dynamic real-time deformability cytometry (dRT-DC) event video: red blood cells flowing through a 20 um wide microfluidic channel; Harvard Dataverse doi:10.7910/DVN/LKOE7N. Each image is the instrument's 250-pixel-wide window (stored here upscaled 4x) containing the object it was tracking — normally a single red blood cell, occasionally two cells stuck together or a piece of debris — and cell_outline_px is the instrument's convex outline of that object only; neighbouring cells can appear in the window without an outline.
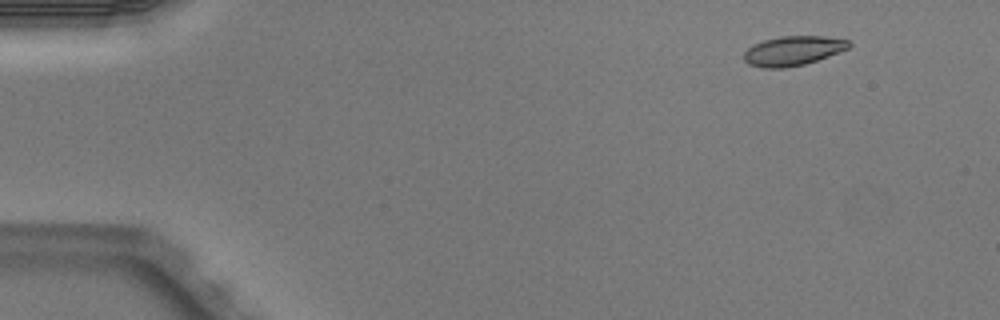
{"species": "Egyptian fruit bat (a non-hibernating species)", "species_latin": "Rousettus aegyptiacus", "temperature_condition": "warm", "stored_images_in_passage": 5, "segment_of_instrument_passage": [1, 2], "camera_frame_rate_fps": 3000, "um_per_image_px": 0.085, "animal": {"sex": "male"}, "frame": {"image": 1, "passage_image": 2, "time_ms": 0.333, "image_size_px": [1000, 320], "cell_outline_px": [[852, 44], [848, 48], [828, 56], [804, 64], [784, 68], [764, 68], [748, 64], [744, 60], [744, 52], [752, 44], [764, 40], [780, 36], [824, 36], [848, 40]], "centroid_in_image_um": [67.37, 4.31], "position_along_channel_um": 17.6, "area_um2": 17.98}}
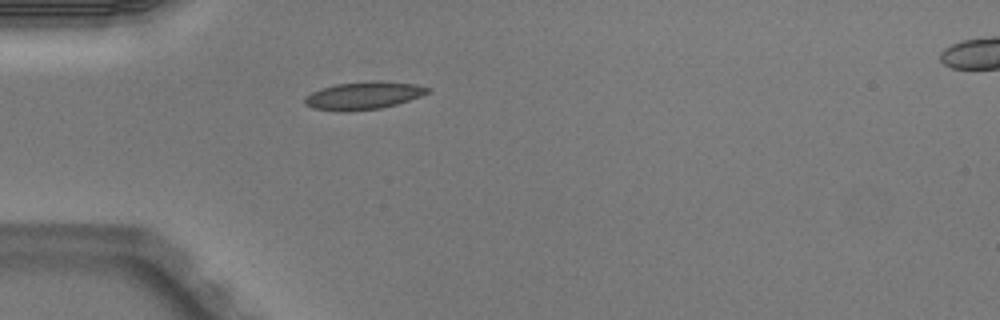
{"frame": {"image": 2, "passage_image": 4, "time_ms": 1.0, "image_size_px": [1000, 320], "cell_outline_px": [[432, 88], [428, 92], [420, 96], [396, 104], [380, 108], [348, 112], [340, 112], [312, 108], [304, 104], [304, 96], [320, 88], [336, 84], [372, 80], [380, 80], [416, 84]], "centroid_in_image_um": [30.86, 8.12], "position_along_channel_um": 54.1, "area_um2": 20.11}}